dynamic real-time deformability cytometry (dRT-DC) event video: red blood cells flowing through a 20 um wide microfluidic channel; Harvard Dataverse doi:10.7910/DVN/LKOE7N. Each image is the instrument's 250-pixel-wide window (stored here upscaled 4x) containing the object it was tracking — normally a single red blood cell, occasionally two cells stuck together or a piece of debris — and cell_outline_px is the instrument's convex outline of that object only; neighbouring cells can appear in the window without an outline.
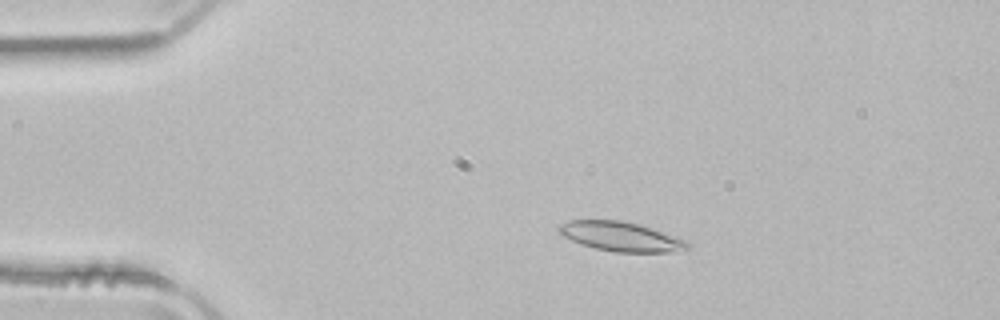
{"species": "common noctule bat (a hibernating species)", "species_latin": "Nyctalus noctula", "temperature_condition": "room temperature", "stored_images_in_passage": 50, "camera_frame_rate_fps": 3000, "um_per_image_px": 0.085, "animal": {"sex": "male", "body_mass_g": 21.5, "forearm_length_mm": 52.0}, "frame": {"image": 1, "passage_image": 9, "time_ms": 2.667, "image_size_px": [1000, 320], "cell_outline_px": [[688, 248], [668, 252], [616, 252], [596, 248], [580, 244], [564, 236], [556, 228], [560, 224], [572, 220], [620, 220], [640, 224], [684, 240], [688, 244]], "centroid_in_image_um": [52.72, 20.1], "position_along_channel_um": 32.3, "area_um2": 21.62}}
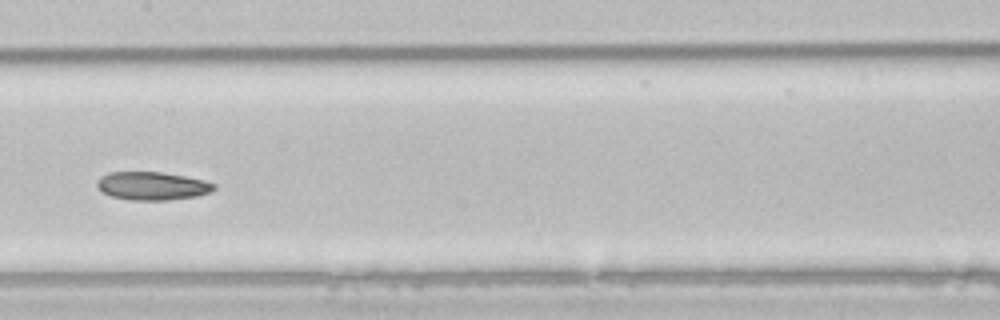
{"frame": {"image": 2, "passage_image": 25, "time_ms": 8.0, "image_size_px": [1000, 320], "cell_outline_px": [[216, 188], [208, 192], [196, 196], [168, 200], [132, 200], [112, 196], [104, 192], [96, 184], [96, 180], [100, 176], [108, 172], [160, 172], [184, 176], [204, 180], [216, 184]], "centroid_in_image_um": [12.93, 15.79], "position_along_channel_um": 194.5, "area_um2": 19.07}}
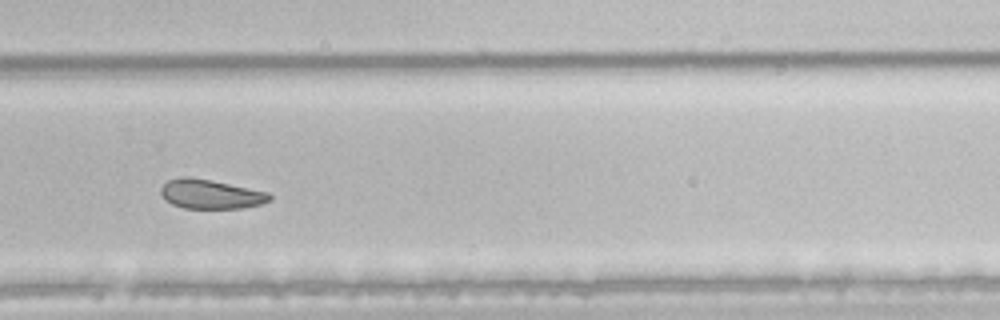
{"frame": {"image": 3, "passage_image": 34, "time_ms": 11.0, "image_size_px": [1000, 320], "cell_outline_px": [[272, 200], [260, 204], [244, 208], [184, 208], [172, 204], [164, 200], [160, 192], [160, 188], [168, 180], [208, 180], [268, 192], [272, 196]], "centroid_in_image_um": [17.95, 16.56], "position_along_channel_um": 311.8, "area_um2": 17.8}, "authors_computed_cell_mechanics": {"area_um2": 21.5594, "velocity_mm_per_s": 3.9307, "shape_relaxation_time_tau1_ms": 6.7506, "shape_relaxation_time_tau2_ms": 6.5861, "deformation_change_tau1": 0.1298, "deformation_change_tau2": 0.1239}}